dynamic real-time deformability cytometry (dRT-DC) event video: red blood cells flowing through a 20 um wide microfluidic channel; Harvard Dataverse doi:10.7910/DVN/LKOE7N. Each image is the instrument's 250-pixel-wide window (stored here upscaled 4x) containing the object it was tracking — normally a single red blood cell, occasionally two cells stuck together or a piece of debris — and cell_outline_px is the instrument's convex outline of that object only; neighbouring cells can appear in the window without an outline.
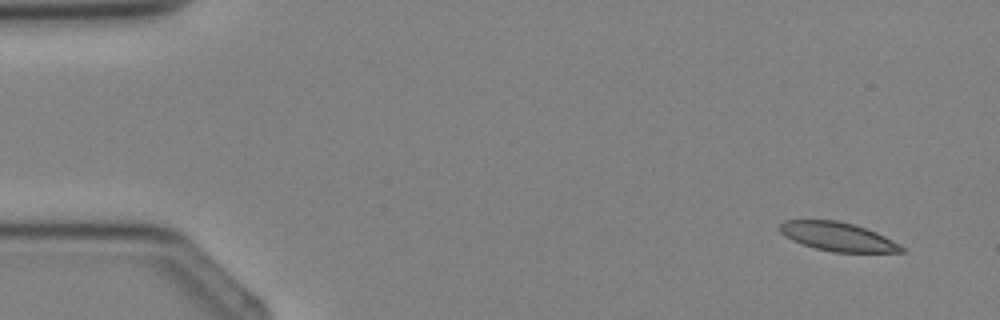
{"species": "Egyptian fruit bat (a non-hibernating species)", "species_latin": "Rousettus aegyptiacus", "temperature_condition": "cold", "stored_images_in_passage": 4, "camera_frame_rate_fps": 3000, "um_per_image_px": 0.085, "animal": {"sex": "female"}, "frame": {"image": 1, "passage_image": 1, "time_ms": 0.0, "image_size_px": [1000, 320], "cell_outline_px": [[904, 252], [832, 252], [816, 248], [792, 240], [784, 236], [780, 232], [780, 224], [784, 220], [836, 220], [852, 224], [876, 232], [900, 244], [904, 248]], "centroid_in_image_um": [71.2, 20.11], "position_along_channel_um": 13.8, "area_um2": 20.17}}
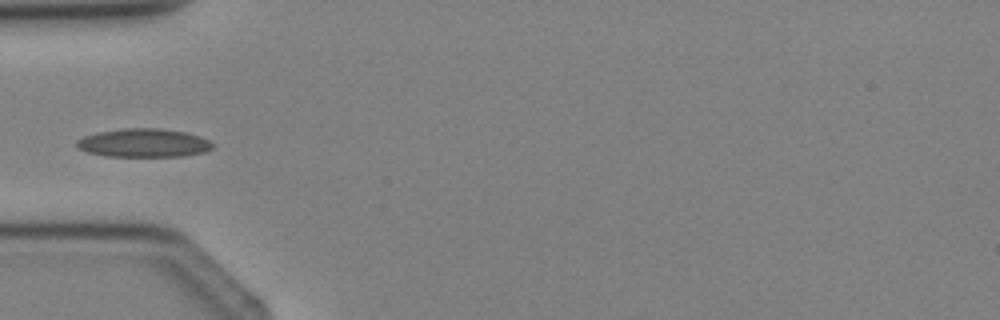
{"frame": {"image": 2, "passage_image": 4, "time_ms": 3.333, "image_size_px": [1000, 320], "cell_outline_px": [[212, 148], [204, 152], [184, 156], [104, 156], [88, 152], [80, 148], [76, 144], [76, 140], [84, 136], [96, 132], [120, 128], [160, 128], [184, 132], [200, 136], [208, 140], [212, 144]], "centroid_in_image_um": [12.19, 12.14], "position_along_channel_um": 72.8, "area_um2": 22.54}}